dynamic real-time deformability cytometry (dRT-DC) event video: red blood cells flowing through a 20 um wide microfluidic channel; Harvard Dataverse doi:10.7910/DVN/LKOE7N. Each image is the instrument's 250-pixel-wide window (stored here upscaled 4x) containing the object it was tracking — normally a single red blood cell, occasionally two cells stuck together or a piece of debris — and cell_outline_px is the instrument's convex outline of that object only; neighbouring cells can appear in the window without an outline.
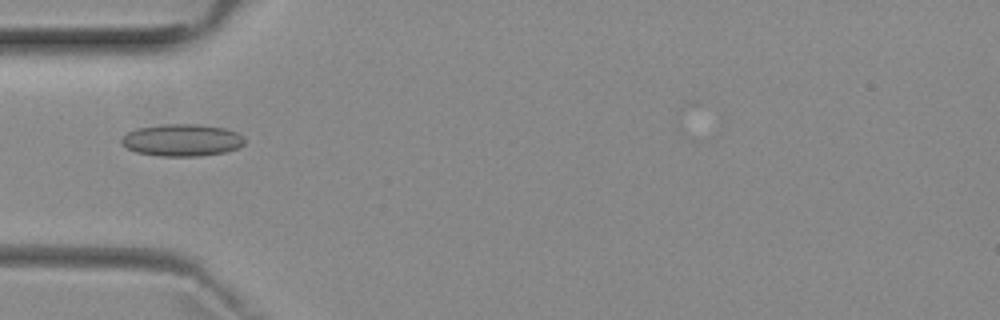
{"species": "common noctule bat (a hibernating species)", "species_latin": "Nyctalus noctula", "temperature_condition": "room temperature", "stored_images_in_passage": 4, "camera_frame_rate_fps": 3000, "um_per_image_px": 0.085, "animal": {"sex": "female", "body_mass_g": 29.2, "forearm_length_mm": 56.3}, "frame": {"image": 1, "passage_image": 4, "time_ms": 3.333, "image_size_px": [1000, 320], "cell_outline_px": [[244, 144], [240, 148], [224, 152], [200, 156], [160, 156], [136, 152], [120, 144], [120, 140], [128, 132], [136, 128], [160, 124], [200, 124], [224, 128], [236, 132], [244, 136]], "centroid_in_image_um": [15.47, 11.91], "position_along_channel_um": 69.5, "area_um2": 23.24}}